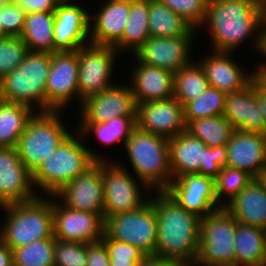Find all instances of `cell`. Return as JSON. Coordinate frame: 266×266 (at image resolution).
<instances>
[{
	"label": "cell",
	"mask_w": 266,
	"mask_h": 266,
	"mask_svg": "<svg viewBox=\"0 0 266 266\" xmlns=\"http://www.w3.org/2000/svg\"><path fill=\"white\" fill-rule=\"evenodd\" d=\"M27 12L16 2L0 7V19L3 32L7 36L22 35Z\"/></svg>",
	"instance_id": "cell-42"
},
{
	"label": "cell",
	"mask_w": 266,
	"mask_h": 266,
	"mask_svg": "<svg viewBox=\"0 0 266 266\" xmlns=\"http://www.w3.org/2000/svg\"><path fill=\"white\" fill-rule=\"evenodd\" d=\"M51 53L29 51L12 72L0 80V99L46 111V82Z\"/></svg>",
	"instance_id": "cell-6"
},
{
	"label": "cell",
	"mask_w": 266,
	"mask_h": 266,
	"mask_svg": "<svg viewBox=\"0 0 266 266\" xmlns=\"http://www.w3.org/2000/svg\"><path fill=\"white\" fill-rule=\"evenodd\" d=\"M0 208L5 212L0 225V239L12 250L54 236L53 196L40 195L31 201Z\"/></svg>",
	"instance_id": "cell-4"
},
{
	"label": "cell",
	"mask_w": 266,
	"mask_h": 266,
	"mask_svg": "<svg viewBox=\"0 0 266 266\" xmlns=\"http://www.w3.org/2000/svg\"><path fill=\"white\" fill-rule=\"evenodd\" d=\"M10 2H12V0H0V7H3Z\"/></svg>",
	"instance_id": "cell-55"
},
{
	"label": "cell",
	"mask_w": 266,
	"mask_h": 266,
	"mask_svg": "<svg viewBox=\"0 0 266 266\" xmlns=\"http://www.w3.org/2000/svg\"><path fill=\"white\" fill-rule=\"evenodd\" d=\"M104 226V214L70 209L53 196V234L56 240L96 242L103 238Z\"/></svg>",
	"instance_id": "cell-14"
},
{
	"label": "cell",
	"mask_w": 266,
	"mask_h": 266,
	"mask_svg": "<svg viewBox=\"0 0 266 266\" xmlns=\"http://www.w3.org/2000/svg\"><path fill=\"white\" fill-rule=\"evenodd\" d=\"M62 112V110L35 112L20 136L16 146L18 156L31 173L71 133L63 124L64 121H61Z\"/></svg>",
	"instance_id": "cell-7"
},
{
	"label": "cell",
	"mask_w": 266,
	"mask_h": 266,
	"mask_svg": "<svg viewBox=\"0 0 266 266\" xmlns=\"http://www.w3.org/2000/svg\"><path fill=\"white\" fill-rule=\"evenodd\" d=\"M257 50L259 54L262 53V55H265L264 58L266 57V24L265 23L260 30L256 51ZM258 65H266V63L262 62L261 64L259 63Z\"/></svg>",
	"instance_id": "cell-50"
},
{
	"label": "cell",
	"mask_w": 266,
	"mask_h": 266,
	"mask_svg": "<svg viewBox=\"0 0 266 266\" xmlns=\"http://www.w3.org/2000/svg\"><path fill=\"white\" fill-rule=\"evenodd\" d=\"M195 31L193 29L187 36L181 37L150 36L132 56L142 64L175 73L193 61L191 50L197 33Z\"/></svg>",
	"instance_id": "cell-15"
},
{
	"label": "cell",
	"mask_w": 266,
	"mask_h": 266,
	"mask_svg": "<svg viewBox=\"0 0 266 266\" xmlns=\"http://www.w3.org/2000/svg\"><path fill=\"white\" fill-rule=\"evenodd\" d=\"M101 175L104 188V221L115 214L137 210L149 200L150 189L119 162H112L110 159L101 161ZM142 192L148 193L144 195Z\"/></svg>",
	"instance_id": "cell-10"
},
{
	"label": "cell",
	"mask_w": 266,
	"mask_h": 266,
	"mask_svg": "<svg viewBox=\"0 0 266 266\" xmlns=\"http://www.w3.org/2000/svg\"><path fill=\"white\" fill-rule=\"evenodd\" d=\"M90 14L89 40L95 45L114 47L121 39L129 19L130 0H106ZM95 14V15H94Z\"/></svg>",
	"instance_id": "cell-23"
},
{
	"label": "cell",
	"mask_w": 266,
	"mask_h": 266,
	"mask_svg": "<svg viewBox=\"0 0 266 266\" xmlns=\"http://www.w3.org/2000/svg\"><path fill=\"white\" fill-rule=\"evenodd\" d=\"M35 110L22 103L0 99V148H13Z\"/></svg>",
	"instance_id": "cell-30"
},
{
	"label": "cell",
	"mask_w": 266,
	"mask_h": 266,
	"mask_svg": "<svg viewBox=\"0 0 266 266\" xmlns=\"http://www.w3.org/2000/svg\"><path fill=\"white\" fill-rule=\"evenodd\" d=\"M78 73V49L51 53L46 82V111L64 110L75 98L79 102Z\"/></svg>",
	"instance_id": "cell-13"
},
{
	"label": "cell",
	"mask_w": 266,
	"mask_h": 266,
	"mask_svg": "<svg viewBox=\"0 0 266 266\" xmlns=\"http://www.w3.org/2000/svg\"><path fill=\"white\" fill-rule=\"evenodd\" d=\"M117 54L120 53L112 46L88 43L78 48L79 106L86 98L115 84L111 79L116 68Z\"/></svg>",
	"instance_id": "cell-12"
},
{
	"label": "cell",
	"mask_w": 266,
	"mask_h": 266,
	"mask_svg": "<svg viewBox=\"0 0 266 266\" xmlns=\"http://www.w3.org/2000/svg\"><path fill=\"white\" fill-rule=\"evenodd\" d=\"M237 221L224 208L202 217L196 261L212 266H236Z\"/></svg>",
	"instance_id": "cell-9"
},
{
	"label": "cell",
	"mask_w": 266,
	"mask_h": 266,
	"mask_svg": "<svg viewBox=\"0 0 266 266\" xmlns=\"http://www.w3.org/2000/svg\"><path fill=\"white\" fill-rule=\"evenodd\" d=\"M130 75V88L136 104L153 100H167L174 97V73L140 63L134 58Z\"/></svg>",
	"instance_id": "cell-25"
},
{
	"label": "cell",
	"mask_w": 266,
	"mask_h": 266,
	"mask_svg": "<svg viewBox=\"0 0 266 266\" xmlns=\"http://www.w3.org/2000/svg\"><path fill=\"white\" fill-rule=\"evenodd\" d=\"M252 180L253 177L245 171L227 166L221 168L215 179L218 202L224 207Z\"/></svg>",
	"instance_id": "cell-38"
},
{
	"label": "cell",
	"mask_w": 266,
	"mask_h": 266,
	"mask_svg": "<svg viewBox=\"0 0 266 266\" xmlns=\"http://www.w3.org/2000/svg\"><path fill=\"white\" fill-rule=\"evenodd\" d=\"M28 48L18 36L0 39V80L16 69L25 59Z\"/></svg>",
	"instance_id": "cell-39"
},
{
	"label": "cell",
	"mask_w": 266,
	"mask_h": 266,
	"mask_svg": "<svg viewBox=\"0 0 266 266\" xmlns=\"http://www.w3.org/2000/svg\"><path fill=\"white\" fill-rule=\"evenodd\" d=\"M79 110L78 123H102L119 116H136L137 104L129 84L115 83L86 98Z\"/></svg>",
	"instance_id": "cell-18"
},
{
	"label": "cell",
	"mask_w": 266,
	"mask_h": 266,
	"mask_svg": "<svg viewBox=\"0 0 266 266\" xmlns=\"http://www.w3.org/2000/svg\"><path fill=\"white\" fill-rule=\"evenodd\" d=\"M141 261H117L110 260V266H139Z\"/></svg>",
	"instance_id": "cell-51"
},
{
	"label": "cell",
	"mask_w": 266,
	"mask_h": 266,
	"mask_svg": "<svg viewBox=\"0 0 266 266\" xmlns=\"http://www.w3.org/2000/svg\"><path fill=\"white\" fill-rule=\"evenodd\" d=\"M7 37V35L3 32L2 24H1V19H0V39Z\"/></svg>",
	"instance_id": "cell-54"
},
{
	"label": "cell",
	"mask_w": 266,
	"mask_h": 266,
	"mask_svg": "<svg viewBox=\"0 0 266 266\" xmlns=\"http://www.w3.org/2000/svg\"><path fill=\"white\" fill-rule=\"evenodd\" d=\"M173 179L185 174H200L216 179L226 166V145L210 148L187 131L168 139Z\"/></svg>",
	"instance_id": "cell-8"
},
{
	"label": "cell",
	"mask_w": 266,
	"mask_h": 266,
	"mask_svg": "<svg viewBox=\"0 0 266 266\" xmlns=\"http://www.w3.org/2000/svg\"><path fill=\"white\" fill-rule=\"evenodd\" d=\"M223 115L199 118L186 125V131L210 148L226 145L234 132Z\"/></svg>",
	"instance_id": "cell-34"
},
{
	"label": "cell",
	"mask_w": 266,
	"mask_h": 266,
	"mask_svg": "<svg viewBox=\"0 0 266 266\" xmlns=\"http://www.w3.org/2000/svg\"><path fill=\"white\" fill-rule=\"evenodd\" d=\"M139 266H184V264L157 255H146Z\"/></svg>",
	"instance_id": "cell-46"
},
{
	"label": "cell",
	"mask_w": 266,
	"mask_h": 266,
	"mask_svg": "<svg viewBox=\"0 0 266 266\" xmlns=\"http://www.w3.org/2000/svg\"><path fill=\"white\" fill-rule=\"evenodd\" d=\"M149 37V0H130L129 19L126 21L122 39L114 48L118 52L129 50L132 55Z\"/></svg>",
	"instance_id": "cell-29"
},
{
	"label": "cell",
	"mask_w": 266,
	"mask_h": 266,
	"mask_svg": "<svg viewBox=\"0 0 266 266\" xmlns=\"http://www.w3.org/2000/svg\"><path fill=\"white\" fill-rule=\"evenodd\" d=\"M263 10L266 9V0H257Z\"/></svg>",
	"instance_id": "cell-53"
},
{
	"label": "cell",
	"mask_w": 266,
	"mask_h": 266,
	"mask_svg": "<svg viewBox=\"0 0 266 266\" xmlns=\"http://www.w3.org/2000/svg\"><path fill=\"white\" fill-rule=\"evenodd\" d=\"M255 95L257 101V108L261 112L264 121L266 123V92L262 91L256 84H255Z\"/></svg>",
	"instance_id": "cell-49"
},
{
	"label": "cell",
	"mask_w": 266,
	"mask_h": 266,
	"mask_svg": "<svg viewBox=\"0 0 266 266\" xmlns=\"http://www.w3.org/2000/svg\"><path fill=\"white\" fill-rule=\"evenodd\" d=\"M194 28L159 0H149L151 37L187 36Z\"/></svg>",
	"instance_id": "cell-32"
},
{
	"label": "cell",
	"mask_w": 266,
	"mask_h": 266,
	"mask_svg": "<svg viewBox=\"0 0 266 266\" xmlns=\"http://www.w3.org/2000/svg\"><path fill=\"white\" fill-rule=\"evenodd\" d=\"M136 126L168 139L175 137L186 131L183 106L174 97L137 104Z\"/></svg>",
	"instance_id": "cell-21"
},
{
	"label": "cell",
	"mask_w": 266,
	"mask_h": 266,
	"mask_svg": "<svg viewBox=\"0 0 266 266\" xmlns=\"http://www.w3.org/2000/svg\"><path fill=\"white\" fill-rule=\"evenodd\" d=\"M54 12L27 13L20 38L31 52H54Z\"/></svg>",
	"instance_id": "cell-31"
},
{
	"label": "cell",
	"mask_w": 266,
	"mask_h": 266,
	"mask_svg": "<svg viewBox=\"0 0 266 266\" xmlns=\"http://www.w3.org/2000/svg\"><path fill=\"white\" fill-rule=\"evenodd\" d=\"M53 237L13 249L14 266H54Z\"/></svg>",
	"instance_id": "cell-37"
},
{
	"label": "cell",
	"mask_w": 266,
	"mask_h": 266,
	"mask_svg": "<svg viewBox=\"0 0 266 266\" xmlns=\"http://www.w3.org/2000/svg\"><path fill=\"white\" fill-rule=\"evenodd\" d=\"M226 166L261 178L266 171V135L234 130L226 144Z\"/></svg>",
	"instance_id": "cell-22"
},
{
	"label": "cell",
	"mask_w": 266,
	"mask_h": 266,
	"mask_svg": "<svg viewBox=\"0 0 266 266\" xmlns=\"http://www.w3.org/2000/svg\"><path fill=\"white\" fill-rule=\"evenodd\" d=\"M153 192L149 199L157 217L156 255L182 264L196 261L201 218L182 208L165 191Z\"/></svg>",
	"instance_id": "cell-2"
},
{
	"label": "cell",
	"mask_w": 266,
	"mask_h": 266,
	"mask_svg": "<svg viewBox=\"0 0 266 266\" xmlns=\"http://www.w3.org/2000/svg\"><path fill=\"white\" fill-rule=\"evenodd\" d=\"M165 192L182 208L200 218L223 207L216 197L215 179L197 173L173 179Z\"/></svg>",
	"instance_id": "cell-16"
},
{
	"label": "cell",
	"mask_w": 266,
	"mask_h": 266,
	"mask_svg": "<svg viewBox=\"0 0 266 266\" xmlns=\"http://www.w3.org/2000/svg\"><path fill=\"white\" fill-rule=\"evenodd\" d=\"M234 249L236 266H264L266 230L237 222Z\"/></svg>",
	"instance_id": "cell-28"
},
{
	"label": "cell",
	"mask_w": 266,
	"mask_h": 266,
	"mask_svg": "<svg viewBox=\"0 0 266 266\" xmlns=\"http://www.w3.org/2000/svg\"><path fill=\"white\" fill-rule=\"evenodd\" d=\"M208 86L205 72L198 61H192L174 73V98L182 106L200 96Z\"/></svg>",
	"instance_id": "cell-35"
},
{
	"label": "cell",
	"mask_w": 266,
	"mask_h": 266,
	"mask_svg": "<svg viewBox=\"0 0 266 266\" xmlns=\"http://www.w3.org/2000/svg\"><path fill=\"white\" fill-rule=\"evenodd\" d=\"M210 51L199 61L209 86L228 94L243 89L253 80V73L243 71L231 52Z\"/></svg>",
	"instance_id": "cell-24"
},
{
	"label": "cell",
	"mask_w": 266,
	"mask_h": 266,
	"mask_svg": "<svg viewBox=\"0 0 266 266\" xmlns=\"http://www.w3.org/2000/svg\"><path fill=\"white\" fill-rule=\"evenodd\" d=\"M104 232L113 240L135 246L145 255H156L157 217L154 204L149 199L137 210L108 217Z\"/></svg>",
	"instance_id": "cell-11"
},
{
	"label": "cell",
	"mask_w": 266,
	"mask_h": 266,
	"mask_svg": "<svg viewBox=\"0 0 266 266\" xmlns=\"http://www.w3.org/2000/svg\"><path fill=\"white\" fill-rule=\"evenodd\" d=\"M224 208L237 222L266 230L265 182L253 178Z\"/></svg>",
	"instance_id": "cell-27"
},
{
	"label": "cell",
	"mask_w": 266,
	"mask_h": 266,
	"mask_svg": "<svg viewBox=\"0 0 266 266\" xmlns=\"http://www.w3.org/2000/svg\"><path fill=\"white\" fill-rule=\"evenodd\" d=\"M87 256V266H110L108 251L102 239L87 243Z\"/></svg>",
	"instance_id": "cell-44"
},
{
	"label": "cell",
	"mask_w": 266,
	"mask_h": 266,
	"mask_svg": "<svg viewBox=\"0 0 266 266\" xmlns=\"http://www.w3.org/2000/svg\"><path fill=\"white\" fill-rule=\"evenodd\" d=\"M102 240L105 242L110 260L142 261L146 256L135 246L119 240H113L105 232Z\"/></svg>",
	"instance_id": "cell-43"
},
{
	"label": "cell",
	"mask_w": 266,
	"mask_h": 266,
	"mask_svg": "<svg viewBox=\"0 0 266 266\" xmlns=\"http://www.w3.org/2000/svg\"><path fill=\"white\" fill-rule=\"evenodd\" d=\"M54 196L70 209L104 214L101 161L95 162L84 174L67 183Z\"/></svg>",
	"instance_id": "cell-20"
},
{
	"label": "cell",
	"mask_w": 266,
	"mask_h": 266,
	"mask_svg": "<svg viewBox=\"0 0 266 266\" xmlns=\"http://www.w3.org/2000/svg\"><path fill=\"white\" fill-rule=\"evenodd\" d=\"M74 1L62 0L54 11V52L75 51L90 43L91 11Z\"/></svg>",
	"instance_id": "cell-17"
},
{
	"label": "cell",
	"mask_w": 266,
	"mask_h": 266,
	"mask_svg": "<svg viewBox=\"0 0 266 266\" xmlns=\"http://www.w3.org/2000/svg\"><path fill=\"white\" fill-rule=\"evenodd\" d=\"M225 96L224 92L208 86L200 96L183 106L185 124L199 118L223 115Z\"/></svg>",
	"instance_id": "cell-36"
},
{
	"label": "cell",
	"mask_w": 266,
	"mask_h": 266,
	"mask_svg": "<svg viewBox=\"0 0 266 266\" xmlns=\"http://www.w3.org/2000/svg\"><path fill=\"white\" fill-rule=\"evenodd\" d=\"M38 196L32 173L21 161L16 147L0 148V207L31 201Z\"/></svg>",
	"instance_id": "cell-19"
},
{
	"label": "cell",
	"mask_w": 266,
	"mask_h": 266,
	"mask_svg": "<svg viewBox=\"0 0 266 266\" xmlns=\"http://www.w3.org/2000/svg\"><path fill=\"white\" fill-rule=\"evenodd\" d=\"M262 180L265 182V184H266V171L264 172V174L262 175Z\"/></svg>",
	"instance_id": "cell-56"
},
{
	"label": "cell",
	"mask_w": 266,
	"mask_h": 266,
	"mask_svg": "<svg viewBox=\"0 0 266 266\" xmlns=\"http://www.w3.org/2000/svg\"><path fill=\"white\" fill-rule=\"evenodd\" d=\"M253 73V81L264 92H266V65H258Z\"/></svg>",
	"instance_id": "cell-48"
},
{
	"label": "cell",
	"mask_w": 266,
	"mask_h": 266,
	"mask_svg": "<svg viewBox=\"0 0 266 266\" xmlns=\"http://www.w3.org/2000/svg\"><path fill=\"white\" fill-rule=\"evenodd\" d=\"M184 266H212V265H204V264L198 263L197 261H194L188 264H184Z\"/></svg>",
	"instance_id": "cell-52"
},
{
	"label": "cell",
	"mask_w": 266,
	"mask_h": 266,
	"mask_svg": "<svg viewBox=\"0 0 266 266\" xmlns=\"http://www.w3.org/2000/svg\"><path fill=\"white\" fill-rule=\"evenodd\" d=\"M73 132L32 173L36 190L37 187L38 191L40 188L45 196H54L67 183L84 174L95 162L107 161V157L91 151L83 143L85 140L78 130Z\"/></svg>",
	"instance_id": "cell-3"
},
{
	"label": "cell",
	"mask_w": 266,
	"mask_h": 266,
	"mask_svg": "<svg viewBox=\"0 0 266 266\" xmlns=\"http://www.w3.org/2000/svg\"><path fill=\"white\" fill-rule=\"evenodd\" d=\"M133 175L152 193L165 191L173 181L168 138L143 131L137 126L125 143Z\"/></svg>",
	"instance_id": "cell-5"
},
{
	"label": "cell",
	"mask_w": 266,
	"mask_h": 266,
	"mask_svg": "<svg viewBox=\"0 0 266 266\" xmlns=\"http://www.w3.org/2000/svg\"><path fill=\"white\" fill-rule=\"evenodd\" d=\"M223 117L233 128L266 135V123L257 108L255 82L225 96Z\"/></svg>",
	"instance_id": "cell-26"
},
{
	"label": "cell",
	"mask_w": 266,
	"mask_h": 266,
	"mask_svg": "<svg viewBox=\"0 0 266 266\" xmlns=\"http://www.w3.org/2000/svg\"><path fill=\"white\" fill-rule=\"evenodd\" d=\"M173 12L183 18L194 29L202 26L207 10L208 0H159Z\"/></svg>",
	"instance_id": "cell-40"
},
{
	"label": "cell",
	"mask_w": 266,
	"mask_h": 266,
	"mask_svg": "<svg viewBox=\"0 0 266 266\" xmlns=\"http://www.w3.org/2000/svg\"><path fill=\"white\" fill-rule=\"evenodd\" d=\"M13 250L0 239V266H14Z\"/></svg>",
	"instance_id": "cell-47"
},
{
	"label": "cell",
	"mask_w": 266,
	"mask_h": 266,
	"mask_svg": "<svg viewBox=\"0 0 266 266\" xmlns=\"http://www.w3.org/2000/svg\"><path fill=\"white\" fill-rule=\"evenodd\" d=\"M62 0H17L27 13L54 12Z\"/></svg>",
	"instance_id": "cell-45"
},
{
	"label": "cell",
	"mask_w": 266,
	"mask_h": 266,
	"mask_svg": "<svg viewBox=\"0 0 266 266\" xmlns=\"http://www.w3.org/2000/svg\"><path fill=\"white\" fill-rule=\"evenodd\" d=\"M87 243L55 241L54 266H87Z\"/></svg>",
	"instance_id": "cell-41"
},
{
	"label": "cell",
	"mask_w": 266,
	"mask_h": 266,
	"mask_svg": "<svg viewBox=\"0 0 266 266\" xmlns=\"http://www.w3.org/2000/svg\"><path fill=\"white\" fill-rule=\"evenodd\" d=\"M264 23V10L257 0H208L201 27L208 29L212 51L234 54L251 37L252 47L257 48Z\"/></svg>",
	"instance_id": "cell-1"
},
{
	"label": "cell",
	"mask_w": 266,
	"mask_h": 266,
	"mask_svg": "<svg viewBox=\"0 0 266 266\" xmlns=\"http://www.w3.org/2000/svg\"><path fill=\"white\" fill-rule=\"evenodd\" d=\"M77 126V130L83 138L95 134L103 146H111L118 142H123L122 144L125 146L127 139L136 127V116H119L102 123H79Z\"/></svg>",
	"instance_id": "cell-33"
}]
</instances>
